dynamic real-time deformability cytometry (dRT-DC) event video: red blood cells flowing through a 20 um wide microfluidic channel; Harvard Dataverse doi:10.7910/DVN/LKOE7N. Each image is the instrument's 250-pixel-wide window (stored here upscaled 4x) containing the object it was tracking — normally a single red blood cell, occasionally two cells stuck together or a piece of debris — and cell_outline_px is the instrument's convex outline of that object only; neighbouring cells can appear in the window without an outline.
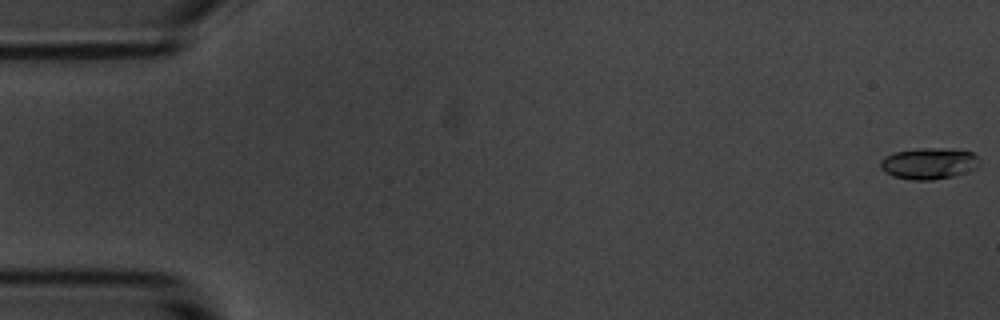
{"species": "common noctule bat (a hibernating species)", "species_latin": "Nyctalus noctula", "temperature_condition": "room temperature", "stored_images_in_passage": 8, "camera_frame_rate_fps": 3000, "um_per_image_px": 0.085, "animal": {"sex": "male", "body_mass_g": 20.1, "forearm_length_mm": 53.5}, "frame": {"image": 1, "passage_image": 1, "time_ms": 0.0, "image_size_px": [1000, 320], "cell_outline_px": [[980, 164], [976, 168], [952, 176], [932, 180], [912, 180], [892, 176], [884, 172], [880, 168], [880, 160], [884, 156], [896, 152], [916, 148], [944, 148], [972, 152], [976, 156]], "centroid_in_image_um": [78.91, 13.89], "position_along_channel_um": 6.1, "area_um2": 18.09}}
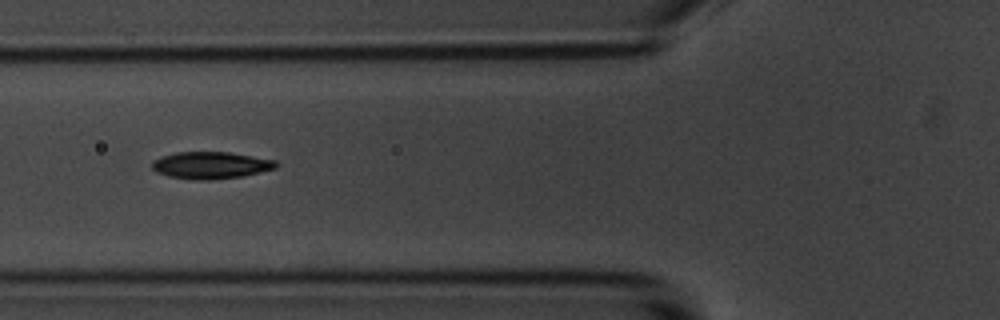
{"frame": {"image": 2, "passage_image": 7, "time_ms": 7.0, "image_size_px": [1000, 320], "cell_outline_px": [[280, 164], [276, 168], [244, 176], [212, 180], [196, 180], [168, 176], [156, 172], [152, 168], [152, 160], [160, 156], [176, 152], [228, 152], [276, 160]], "centroid_in_image_um": [17.91, 14.05], "position_along_channel_um": 107.9, "area_um2": 19.71}}
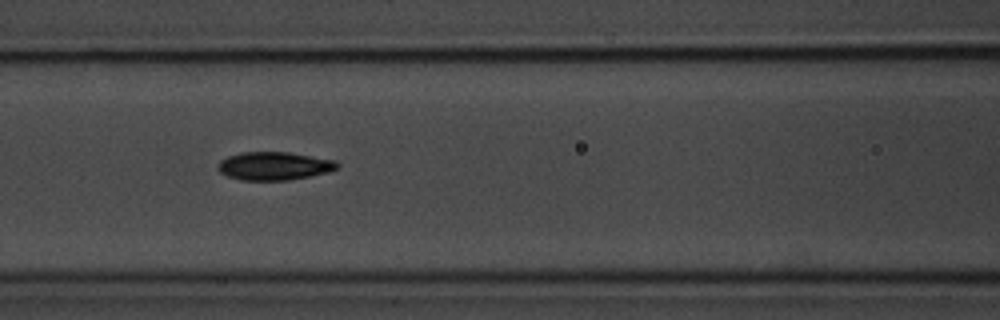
{"frame": {"image": 3, "passage_image": 8, "time_ms": 8.0, "image_size_px": [1000, 320], "cell_outline_px": [[340, 164], [336, 168], [328, 172], [288, 180], [240, 180], [228, 176], [220, 172], [216, 168], [216, 164], [220, 160], [228, 156], [240, 152], [288, 152], [336, 160]], "centroid_in_image_um": [23.26, 14.1], "position_along_channel_um": 143.3, "area_um2": 19.65}}